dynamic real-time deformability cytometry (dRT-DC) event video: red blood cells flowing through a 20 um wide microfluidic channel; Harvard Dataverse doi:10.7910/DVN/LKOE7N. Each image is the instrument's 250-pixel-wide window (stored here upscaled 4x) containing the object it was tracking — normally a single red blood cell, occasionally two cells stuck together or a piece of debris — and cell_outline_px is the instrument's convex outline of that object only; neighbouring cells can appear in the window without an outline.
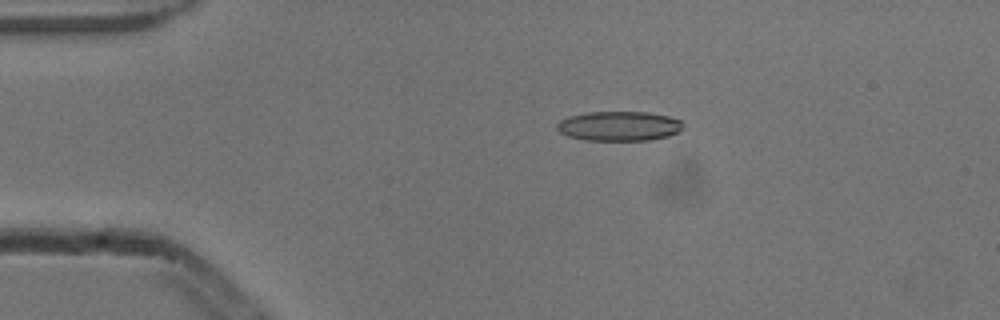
{"species": "common noctule bat (a hibernating species)", "species_latin": "Nyctalus noctula", "temperature_condition": "cold", "stored_images_in_passage": 4, "camera_frame_rate_fps": 3000, "um_per_image_px": 0.085, "animal": {"sex": "male", "body_mass_g": 13.3}, "frame": {"image": 1, "passage_image": 3, "time_ms": 0.667, "image_size_px": [1000, 320], "cell_outline_px": [[684, 124], [676, 132], [668, 136], [648, 140], [584, 140], [568, 136], [560, 132], [556, 128], [556, 124], [560, 120], [568, 116], [588, 112], [648, 112], [668, 116], [680, 120]], "centroid_in_image_um": [52.58, 10.71], "position_along_channel_um": 32.4, "area_um2": 21.68}}